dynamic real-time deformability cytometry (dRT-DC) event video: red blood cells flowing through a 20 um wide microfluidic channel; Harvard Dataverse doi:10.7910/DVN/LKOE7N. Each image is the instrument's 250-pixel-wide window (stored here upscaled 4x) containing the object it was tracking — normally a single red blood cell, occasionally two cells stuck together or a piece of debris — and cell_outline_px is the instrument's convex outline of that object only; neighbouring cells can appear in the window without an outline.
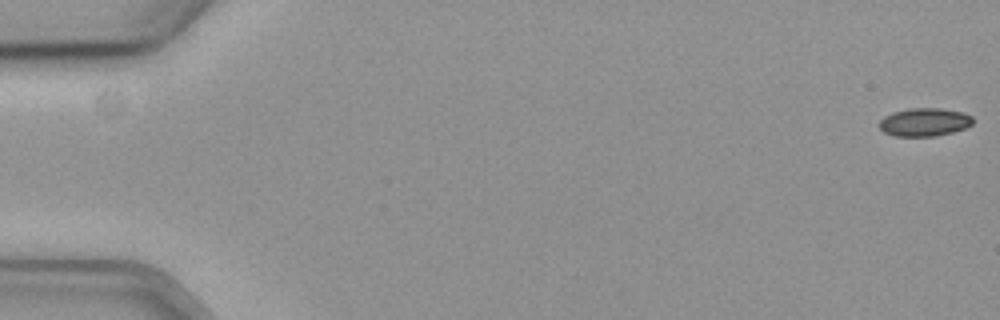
{"species": "common noctule bat (a hibernating species)", "species_latin": "Nyctalus noctula", "temperature_condition": "cold", "stored_images_in_passage": 53, "camera_frame_rate_fps": 3000, "um_per_image_px": 0.085, "animal": {"sex": "female", "body_mass_g": 19.3, "forearm_length_mm": 54.1}, "frame": {"image": 1, "passage_image": 1, "time_ms": 0.0, "image_size_px": [1000, 320], "cell_outline_px": [[972, 124], [964, 128], [952, 132], [936, 136], [892, 136], [884, 132], [880, 128], [880, 120], [884, 116], [892, 112], [912, 108], [940, 108], [964, 112], [972, 116]], "centroid_in_image_um": [78.57, 10.38], "position_along_channel_um": 6.4, "area_um2": 15.37}}
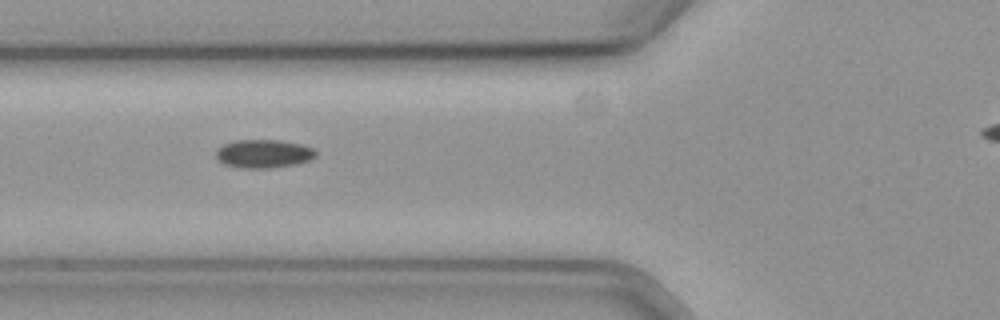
{"frame": {"image": 2, "passage_image": 23, "time_ms": 7.333, "image_size_px": [1000, 320], "cell_outline_px": [[316, 156], [308, 160], [296, 164], [268, 168], [244, 168], [224, 164], [216, 156], [216, 152], [224, 144], [232, 140], [280, 140], [300, 144], [312, 148], [316, 152]], "centroid_in_image_um": [22.41, 13.06], "position_along_channel_um": 103.4, "area_um2": 16.3}}
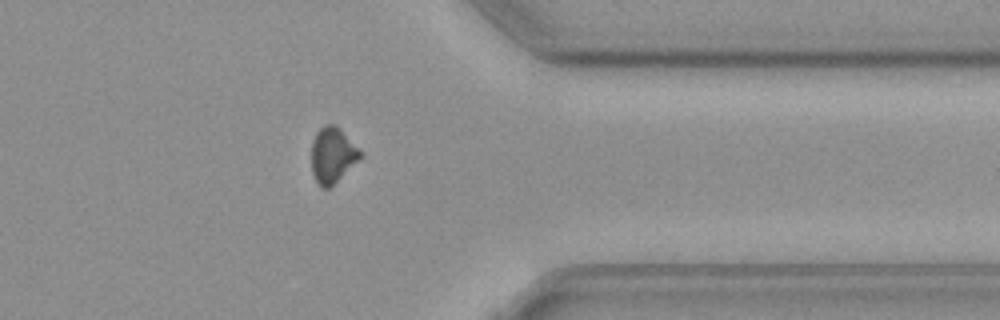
{"frame": {"image": 3, "passage_image": 47, "time_ms": 15.333, "image_size_px": [1000, 320], "cell_outline_px": [[364, 156], [328, 188], [320, 188], [316, 184], [312, 172], [312, 140], [316, 132], [324, 124], [336, 124]], "centroid_in_image_um": [28.24, 13.19], "position_along_channel_um": 383.2, "area_um2": 15.72}}